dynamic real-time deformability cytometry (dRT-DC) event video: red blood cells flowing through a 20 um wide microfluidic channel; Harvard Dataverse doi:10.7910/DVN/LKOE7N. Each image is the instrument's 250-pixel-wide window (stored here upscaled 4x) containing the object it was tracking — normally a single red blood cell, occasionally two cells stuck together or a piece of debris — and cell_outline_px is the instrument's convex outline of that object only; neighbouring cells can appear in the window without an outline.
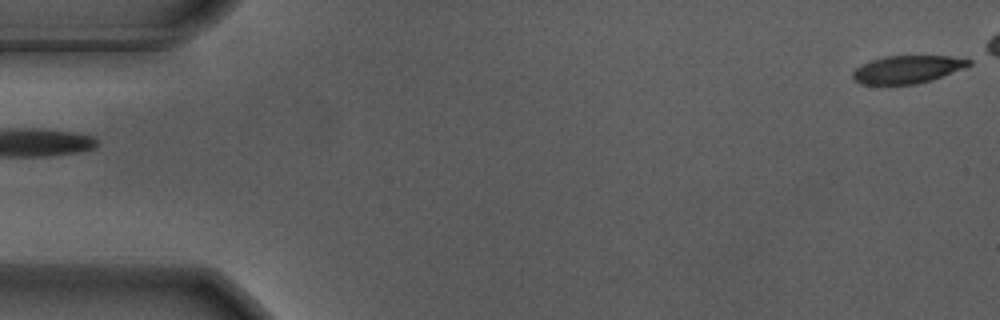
{"species": "Egyptian fruit bat (a non-hibernating species)", "species_latin": "Rousettus aegyptiacus", "temperature_condition": "warm", "stored_images_in_passage": 48, "camera_frame_rate_fps": 3000, "um_per_image_px": 0.085, "animal": {"sex": "male"}, "frame": {"image": 1, "passage_image": 1, "time_ms": 0.0, "image_size_px": [1000, 320], "cell_outline_px": [[972, 64], [964, 68], [932, 80], [916, 84], [860, 84], [852, 80], [852, 72], [856, 68], [872, 60], [884, 56], [948, 56], [972, 60]], "centroid_in_image_um": [77.12, 5.9], "position_along_channel_um": 7.9, "area_um2": 18.73}}
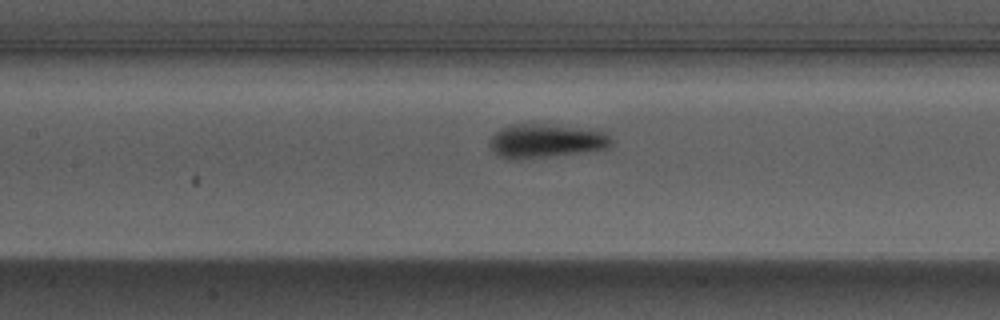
{"frame": {"image": 2, "passage_image": 25, "time_ms": 8.0, "image_size_px": [1000, 320], "cell_outline_px": [[612, 144], [608, 148], [584, 152], [508, 160], [500, 156], [488, 144], [488, 140], [492, 132], [500, 128], [512, 124], [544, 124], [604, 132], [612, 140]], "centroid_in_image_um": [46.31, 11.98], "position_along_channel_um": 161.1, "area_um2": 23.64}}
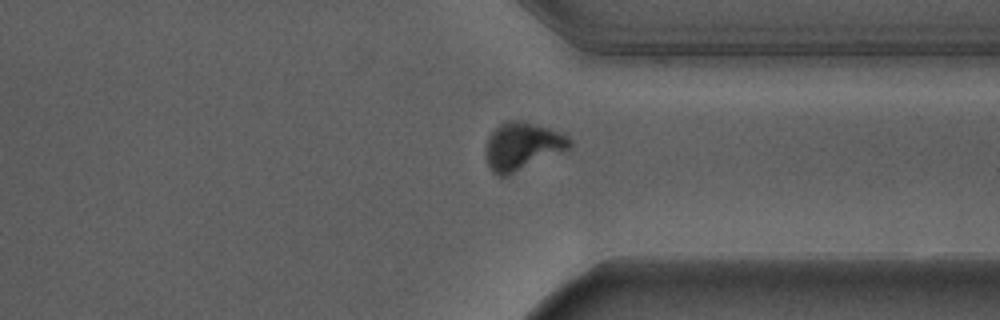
{"frame": {"image": 3, "passage_image": 42, "time_ms": 13.667, "image_size_px": [1000, 320], "cell_outline_px": [[572, 148], [564, 152], [508, 176], [500, 176], [492, 172], [488, 168], [484, 156], [484, 148], [488, 136], [500, 124], [508, 120], [524, 120], [560, 132], [568, 136], [572, 140]], "centroid_in_image_um": [44.39, 12.45], "position_along_channel_um": 367.0, "area_um2": 24.04}, "authors_computed_cell_mechanics": {"area_um2": 22.3686, "velocity_mm_per_s": 3.6678, "shape_relaxation_time_tau1_ms": 3.5534, "shape_relaxation_time_tau2_ms": null, "deformation_change_tau1": 0.1776, "deformation_change_tau2": null}}